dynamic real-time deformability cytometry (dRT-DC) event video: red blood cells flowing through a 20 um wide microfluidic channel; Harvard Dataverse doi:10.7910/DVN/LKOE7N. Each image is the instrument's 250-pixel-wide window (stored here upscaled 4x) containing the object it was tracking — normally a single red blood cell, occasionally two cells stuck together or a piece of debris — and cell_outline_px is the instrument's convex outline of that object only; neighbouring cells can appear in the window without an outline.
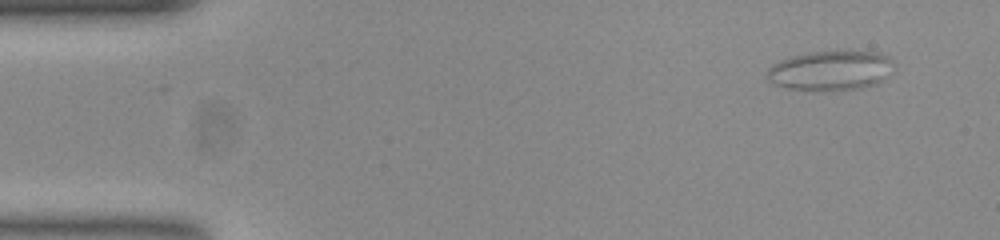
{"species": "common noctule bat (a hibernating species)", "species_latin": "Nyctalus noctula", "temperature_condition": "room temperature", "stored_images_in_passage": 52, "camera_frame_rate_fps": 3000, "um_per_image_px": 0.085, "animal": {"sex": "female", "body_mass_g": 23.0, "forearm_length_mm": 53.4}, "frame": {"image": 1, "passage_image": 1, "time_ms": 0.0, "image_size_px": [1000, 240], "cell_outline_px": [[888, 60], [876, 80], [872, 84], [856, 88], [792, 88], [776, 84], [768, 80], [768, 68], [772, 64], [780, 60], [812, 52], [868, 52], [884, 56]], "centroid_in_image_um": [70.36, 5.96], "position_along_channel_um": 14.6, "area_um2": 26.36}}
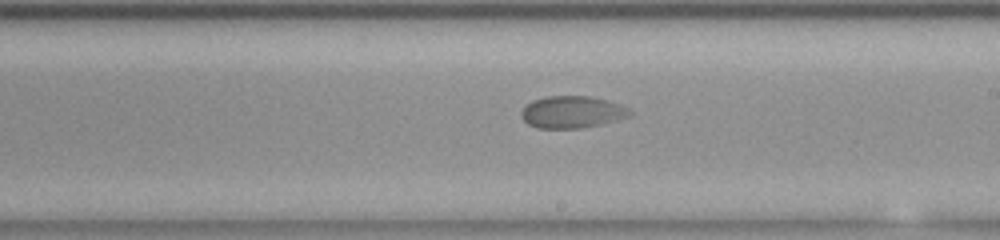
{"frame": {"image": 2, "passage_image": 28, "time_ms": 9.0, "image_size_px": [1000, 240], "cell_outline_px": [[632, 112], [628, 116], [616, 120], [600, 124], [580, 128], [536, 128], [528, 124], [524, 120], [520, 112], [532, 100], [548, 96], [588, 96], [608, 100], [632, 108]], "centroid_in_image_um": [48.64, 9.52], "position_along_channel_um": 240.4, "area_um2": 20.23}}
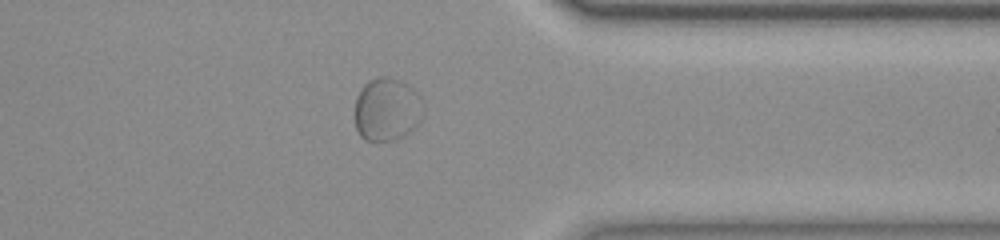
{"frame": {"image": 3, "passage_image": 40, "time_ms": 13.0, "image_size_px": [1000, 240], "cell_outline_px": [[420, 120], [408, 132], [400, 136], [388, 140], [364, 140], [360, 136], [356, 128], [356, 96], [364, 84], [368, 80], [380, 76], [388, 76], [404, 84], [416, 92], [420, 116]], "centroid_in_image_um": [32.79, 9.29], "position_along_channel_um": 378.6, "area_um2": 24.1}}